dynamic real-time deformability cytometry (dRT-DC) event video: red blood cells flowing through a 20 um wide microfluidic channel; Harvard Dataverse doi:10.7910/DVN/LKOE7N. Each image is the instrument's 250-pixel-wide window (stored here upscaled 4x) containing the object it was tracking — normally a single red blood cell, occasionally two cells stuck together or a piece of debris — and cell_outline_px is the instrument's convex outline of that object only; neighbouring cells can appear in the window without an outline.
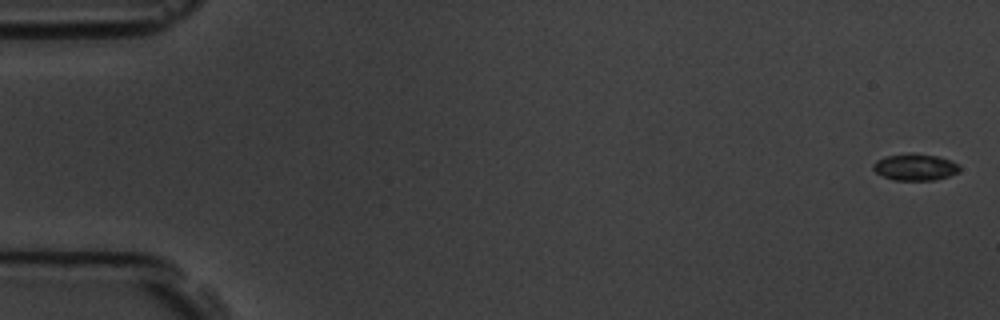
{"species": "common noctule bat (a hibernating species)", "species_latin": "Nyctalus noctula", "temperature_condition": "room temperature", "stored_images_in_passage": 6, "camera_frame_rate_fps": 3000, "um_per_image_px": 0.085, "animal": {"sex": "male", "body_mass_g": 19.5, "forearm_length_mm": 54.6}, "frame": {"image": 1, "passage_image": 1, "time_ms": 0.0, "image_size_px": [1000, 320], "cell_outline_px": [[960, 168], [956, 172], [948, 176], [936, 180], [892, 180], [876, 172], [872, 168], [872, 164], [876, 160], [884, 156], [912, 152], [936, 156], [952, 160]], "centroid_in_image_um": [77.74, 14.19], "position_along_channel_um": 7.3, "area_um2": 13.47}}
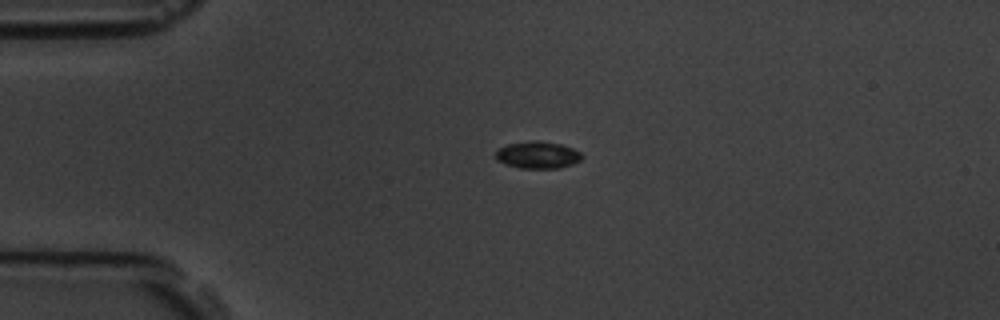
{"frame": {"image": 2, "passage_image": 4, "time_ms": 4.0, "image_size_px": [1000, 320], "cell_outline_px": [[584, 156], [580, 160], [572, 164], [560, 168], [520, 168], [496, 160], [496, 148], [508, 144], [528, 140], [540, 140], [560, 144], [572, 148], [580, 152]], "centroid_in_image_um": [45.7, 13.15], "position_along_channel_um": 39.3, "area_um2": 13.7}}
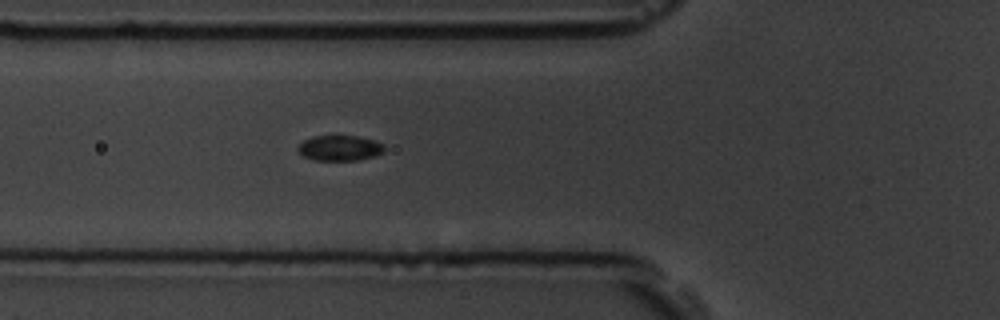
{"frame": {"image": 3, "passage_image": 6, "time_ms": 6.333, "image_size_px": [1000, 320], "cell_outline_px": [[384, 152], [376, 156], [356, 160], [312, 160], [304, 156], [296, 148], [304, 140], [312, 136], [360, 136], [384, 144]], "centroid_in_image_um": [28.89, 12.58], "position_along_channel_um": 96.9, "area_um2": 12.77}}